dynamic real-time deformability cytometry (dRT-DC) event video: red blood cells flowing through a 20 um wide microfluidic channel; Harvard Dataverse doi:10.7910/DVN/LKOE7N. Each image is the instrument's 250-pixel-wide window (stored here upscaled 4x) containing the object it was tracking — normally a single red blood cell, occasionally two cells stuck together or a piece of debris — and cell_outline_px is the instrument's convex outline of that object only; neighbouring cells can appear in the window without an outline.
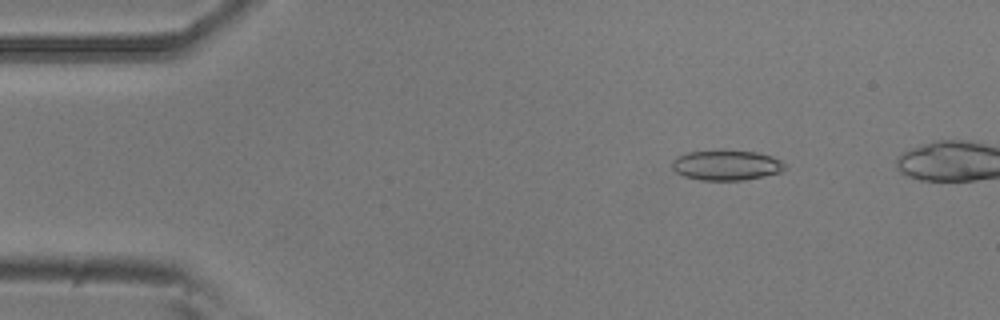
{"species": "common noctule bat (a hibernating species)", "species_latin": "Nyctalus noctula", "temperature_condition": "room temperature", "stored_images_in_passage": 49, "camera_frame_rate_fps": 3000, "um_per_image_px": 0.085, "animal": {"sex": "male", "body_mass_g": 20.5, "forearm_length_mm": 52.5}, "frame": {"image": 1, "passage_image": 8, "time_ms": 2.333, "image_size_px": [1000, 320], "cell_outline_px": [[788, 168], [780, 172], [764, 176], [744, 180], [700, 180], [684, 176], [676, 172], [672, 168], [672, 160], [676, 156], [688, 152], [720, 148], [756, 152], [772, 156], [780, 160]], "centroid_in_image_um": [61.72, 14.01], "position_along_channel_um": 23.3, "area_um2": 20.4}}
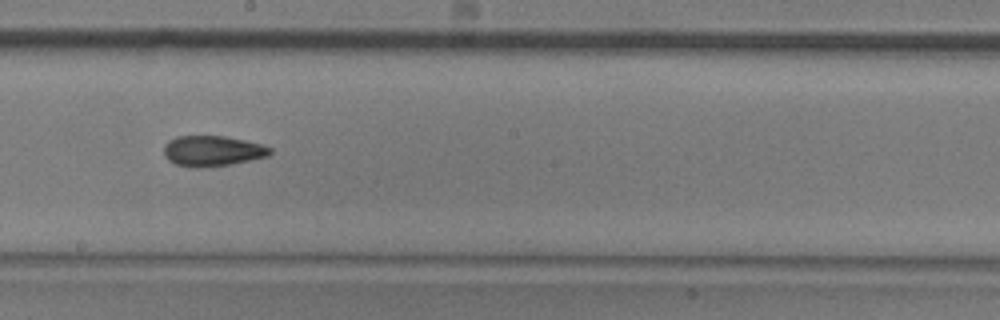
{"frame": {"image": 2, "passage_image": 30, "time_ms": 9.667, "image_size_px": [1000, 320], "cell_outline_px": [[272, 152], [268, 156], [232, 164], [200, 168], [192, 168], [176, 164], [168, 160], [164, 156], [164, 144], [168, 140], [176, 136], [224, 136], [244, 140], [260, 144], [272, 148]], "centroid_in_image_um": [18.02, 12.83], "position_along_channel_um": 230.2, "area_um2": 19.02}}
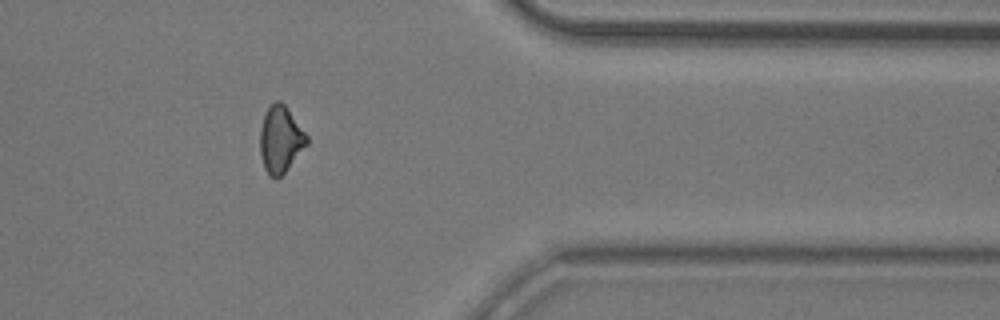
{"frame": {"image": 3, "passage_image": 44, "time_ms": 14.333, "image_size_px": [1000, 320], "cell_outline_px": [[308, 144], [284, 172], [276, 180], [264, 168], [260, 152], [260, 128], [264, 116], [268, 108], [276, 100], [280, 100], [288, 108], [308, 136]], "centroid_in_image_um": [23.85, 11.83], "position_along_channel_um": 387.6, "area_um2": 17.98}, "authors_computed_cell_mechanics": {"area_um2": 18.9006, "velocity_mm_per_s": 3.7536, "shape_relaxation_time_tau1_ms": 8.0936, "shape_relaxation_time_tau2_ms": 5.565, "deformation_change_tau1": 0.1329, "deformation_change_tau2": 0.1253}}